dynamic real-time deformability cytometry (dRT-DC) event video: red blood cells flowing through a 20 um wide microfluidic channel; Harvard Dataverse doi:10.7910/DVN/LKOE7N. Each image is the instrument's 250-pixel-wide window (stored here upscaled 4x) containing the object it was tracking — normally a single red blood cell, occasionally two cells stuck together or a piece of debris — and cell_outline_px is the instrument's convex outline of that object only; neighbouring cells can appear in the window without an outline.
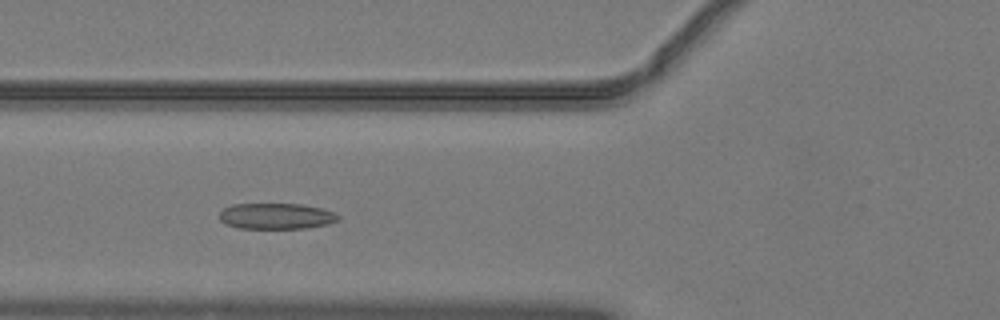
{"species": "common noctule bat (a hibernating species)", "species_latin": "Nyctalus noctula", "temperature_condition": "warm", "stored_images_in_passage": 44, "camera_frame_rate_fps": 3000, "um_per_image_px": 0.085, "animal": {"sex": "male", "body_mass_g": 19.2, "forearm_length_mm": 51.8}, "frame": {"image": 1, "passage_image": 13, "time_ms": 4.0, "image_size_px": [1000, 320], "cell_outline_px": [[340, 220], [328, 224], [304, 228], [240, 228], [224, 224], [220, 220], [220, 212], [224, 208], [232, 204], [300, 204], [320, 208], [336, 212], [340, 216]], "centroid_in_image_um": [23.49, 18.37], "position_along_channel_um": 102.3, "area_um2": 17.98}}
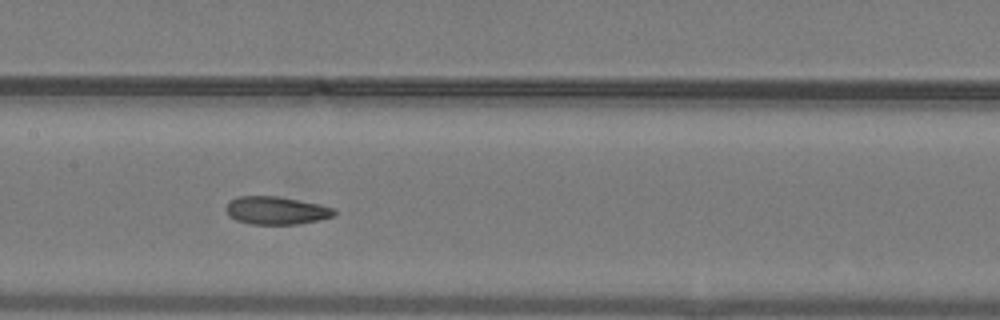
{"frame": {"image": 2, "passage_image": 19, "time_ms": 6.0, "image_size_px": [1000, 320], "cell_outline_px": [[336, 212], [332, 216], [316, 220], [296, 224], [248, 224], [236, 220], [228, 216], [224, 208], [228, 200], [236, 196], [276, 196], [336, 208]], "centroid_in_image_um": [23.37, 17.89], "position_along_channel_um": 184.0, "area_um2": 17.57}}
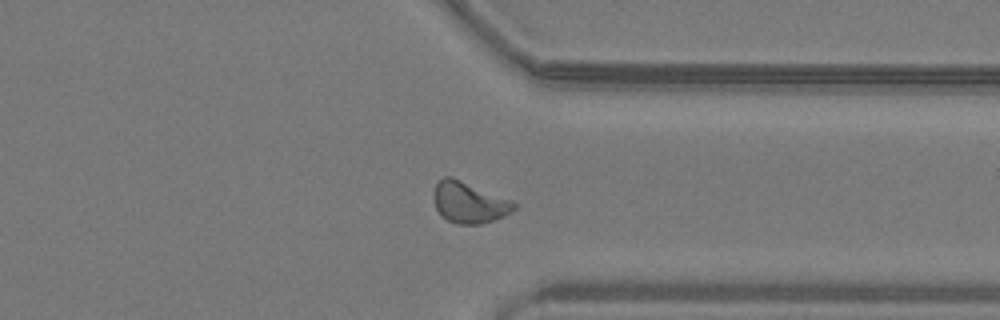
{"frame": {"image": 3, "passage_image": 33, "time_ms": 10.667, "image_size_px": [1000, 320], "cell_outline_px": [[516, 208], [512, 212], [504, 216], [480, 224], [456, 224], [440, 216], [436, 208], [432, 196], [432, 192], [436, 184], [444, 176], [452, 176], [512, 200], [516, 204]], "centroid_in_image_um": [39.85, 17.2], "position_along_channel_um": 371.6, "area_um2": 19.48}, "authors_computed_cell_mechanics": {"area_um2": 18.5249, "velocity_mm_per_s": 4.0626, "shape_relaxation_time_tau1_ms": 6.5931, "shape_relaxation_time_tau2_ms": 1.6734, "deformation_change_tau1": 0.1719, "deformation_change_tau2": 0.0786}}